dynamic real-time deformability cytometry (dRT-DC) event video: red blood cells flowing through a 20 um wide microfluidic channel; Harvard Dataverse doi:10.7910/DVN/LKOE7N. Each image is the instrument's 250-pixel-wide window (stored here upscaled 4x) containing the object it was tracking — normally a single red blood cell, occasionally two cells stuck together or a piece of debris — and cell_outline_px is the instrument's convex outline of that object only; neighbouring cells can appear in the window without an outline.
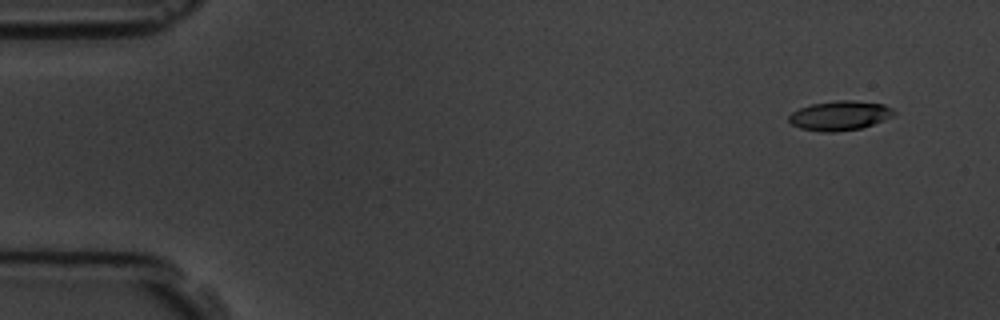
{"species": "common noctule bat (a hibernating species)", "species_latin": "Nyctalus noctula", "temperature_condition": "room temperature", "stored_images_in_passage": 6, "camera_frame_rate_fps": 3000, "um_per_image_px": 0.085, "animal": {"sex": "male", "body_mass_g": 19.5, "forearm_length_mm": 54.6}, "frame": {"image": 1, "passage_image": 1, "time_ms": 0.0, "image_size_px": [1000, 320], "cell_outline_px": [[896, 112], [892, 116], [884, 120], [860, 128], [832, 132], [824, 132], [800, 128], [792, 124], [788, 120], [788, 116], [792, 112], [800, 108], [812, 104], [836, 100], [852, 100], [884, 104], [892, 108]], "centroid_in_image_um": [71.38, 9.81], "position_along_channel_um": 13.6, "area_um2": 17.92}}
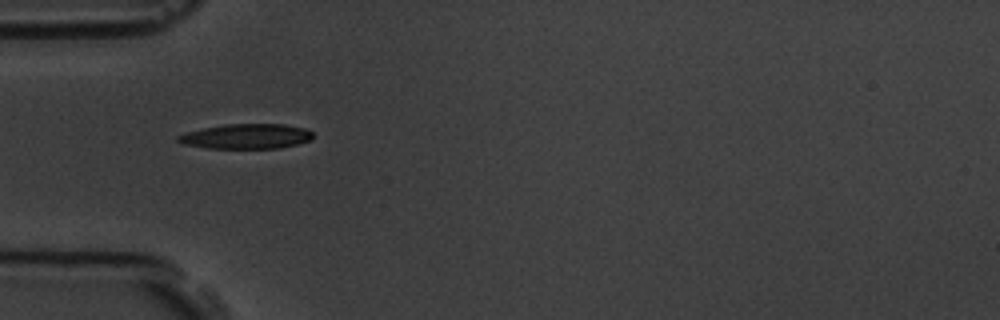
{"frame": {"image": 2, "passage_image": 5, "time_ms": 4.667, "image_size_px": [1000, 320], "cell_outline_px": [[312, 140], [280, 148], [208, 148], [184, 144], [176, 140], [176, 136], [188, 132], [204, 128], [224, 124], [284, 124], [304, 128], [312, 132]], "centroid_in_image_um": [20.95, 11.59], "position_along_channel_um": 64.1, "area_um2": 19.48}}
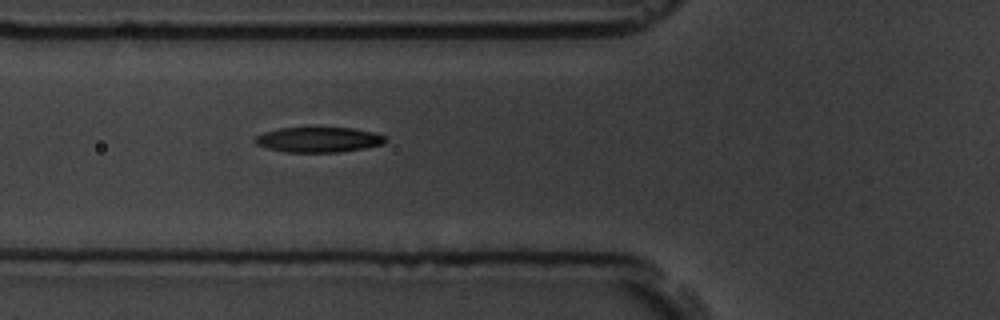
{"frame": {"image": 3, "passage_image": 6, "time_ms": 5.667, "image_size_px": [1000, 320], "cell_outline_px": [[384, 144], [364, 148], [340, 152], [284, 152], [268, 148], [256, 144], [252, 140], [256, 136], [264, 132], [280, 128], [352, 128], [372, 132], [384, 136]], "centroid_in_image_um": [27.03, 11.88], "position_along_channel_um": 98.8, "area_um2": 18.96}}